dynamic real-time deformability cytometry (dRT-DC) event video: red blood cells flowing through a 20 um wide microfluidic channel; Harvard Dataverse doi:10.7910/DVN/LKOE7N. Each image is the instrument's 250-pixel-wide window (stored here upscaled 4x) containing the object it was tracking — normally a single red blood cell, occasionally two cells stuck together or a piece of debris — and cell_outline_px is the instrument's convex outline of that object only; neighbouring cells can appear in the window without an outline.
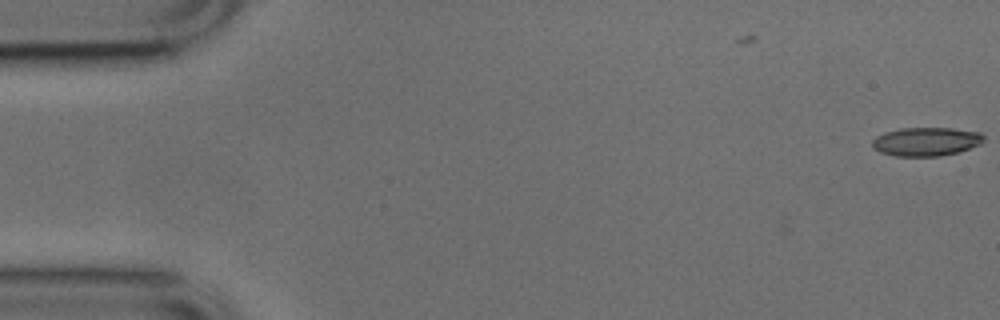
{"species": "common noctule bat (a hibernating species)", "species_latin": "Nyctalus noctula", "temperature_condition": "cold", "stored_images_in_passage": 4, "camera_frame_rate_fps": 3000, "um_per_image_px": 0.085, "animal": {"sex": "male", "body_mass_g": 17.9, "forearm_length_mm": 54.2}, "frame": {"image": 1, "passage_image": 4, "time_ms": 1.0, "image_size_px": [1000, 320], "cell_outline_px": [[984, 140], [980, 144], [960, 152], [940, 156], [896, 156], [880, 152], [872, 148], [872, 140], [876, 136], [884, 132], [900, 128], [952, 128], [980, 132], [984, 136]], "centroid_in_image_um": [78.71, 12.03], "position_along_channel_um": 6.3, "area_um2": 18.79}}